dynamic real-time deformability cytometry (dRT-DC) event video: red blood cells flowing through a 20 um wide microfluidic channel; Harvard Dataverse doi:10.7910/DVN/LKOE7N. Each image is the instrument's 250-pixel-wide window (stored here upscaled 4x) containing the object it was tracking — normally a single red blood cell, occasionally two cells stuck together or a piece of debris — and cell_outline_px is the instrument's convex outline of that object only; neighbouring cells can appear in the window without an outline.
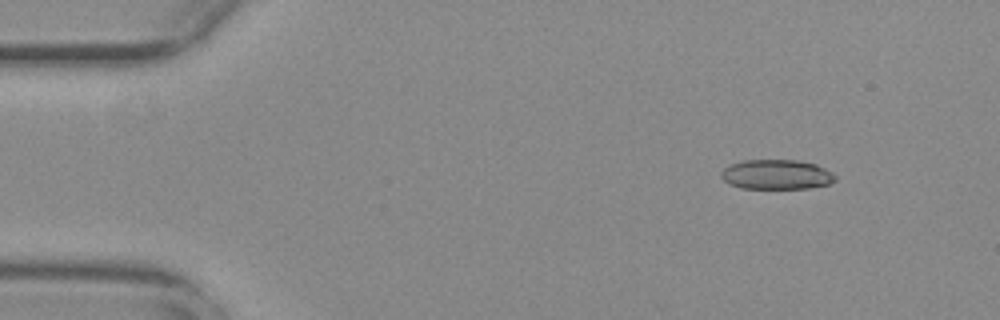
{"species": "common noctule bat (a hibernating species)", "species_latin": "Nyctalus noctula", "temperature_condition": "warm", "stored_images_in_passage": 55, "camera_frame_rate_fps": 3000, "um_per_image_px": 0.085, "animal": {"sex": "female", "body_mass_g": 29.2, "forearm_length_mm": 56.3}, "frame": {"image": 1, "passage_image": 6, "time_ms": 1.667, "image_size_px": [1000, 320], "cell_outline_px": [[836, 180], [828, 184], [808, 188], [740, 188], [724, 180], [720, 176], [720, 172], [724, 168], [732, 164], [744, 160], [796, 160], [816, 164], [832, 172], [836, 176]], "centroid_in_image_um": [66.01, 14.83], "position_along_channel_um": 19.0, "area_um2": 19.65}}
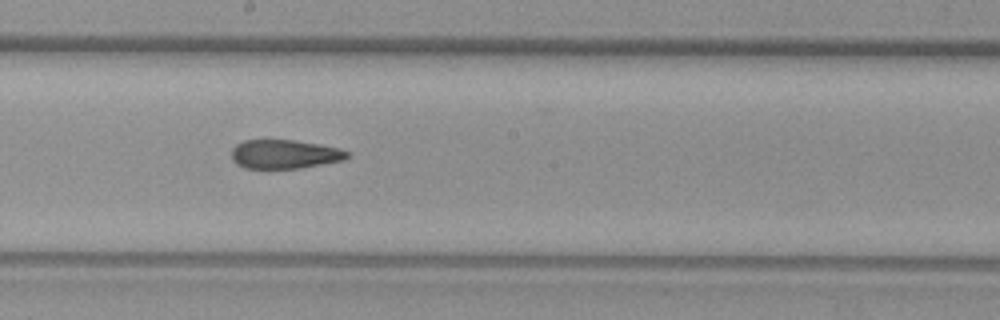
{"frame": {"image": 2, "passage_image": 30, "time_ms": 9.667, "image_size_px": [1000, 320], "cell_outline_px": [[352, 152], [344, 160], [300, 168], [244, 168], [236, 164], [232, 160], [232, 148], [236, 144], [244, 140], [296, 140], [320, 144], [340, 148]], "centroid_in_image_um": [24.21, 13.1], "position_along_channel_um": 224.0, "area_um2": 19.65}}
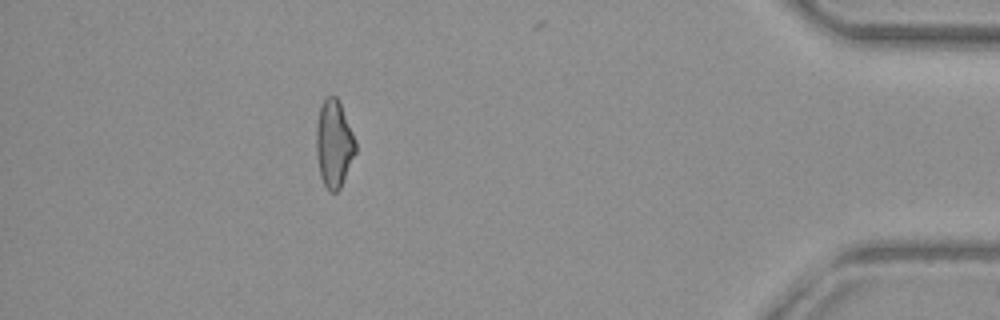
{"frame": {"image": 3, "passage_image": 49, "time_ms": 16.0, "image_size_px": [1000, 320], "cell_outline_px": [[356, 152], [340, 188], [336, 192], [328, 192], [320, 176], [316, 156], [316, 124], [320, 108], [324, 100], [328, 96], [336, 96], [340, 104], [356, 140]], "centroid_in_image_um": [28.37, 12.25], "position_along_channel_um": 406.8, "area_um2": 19.94}, "authors_computed_cell_mechanics": {"area_um2": 20.7502, "velocity_mm_per_s": 3.7547, "shape_relaxation_time_tau1_ms": null, "shape_relaxation_time_tau2_ms": 3.2174, "deformation_change_tau1": null, "deformation_change_tau2": 0.1148}}